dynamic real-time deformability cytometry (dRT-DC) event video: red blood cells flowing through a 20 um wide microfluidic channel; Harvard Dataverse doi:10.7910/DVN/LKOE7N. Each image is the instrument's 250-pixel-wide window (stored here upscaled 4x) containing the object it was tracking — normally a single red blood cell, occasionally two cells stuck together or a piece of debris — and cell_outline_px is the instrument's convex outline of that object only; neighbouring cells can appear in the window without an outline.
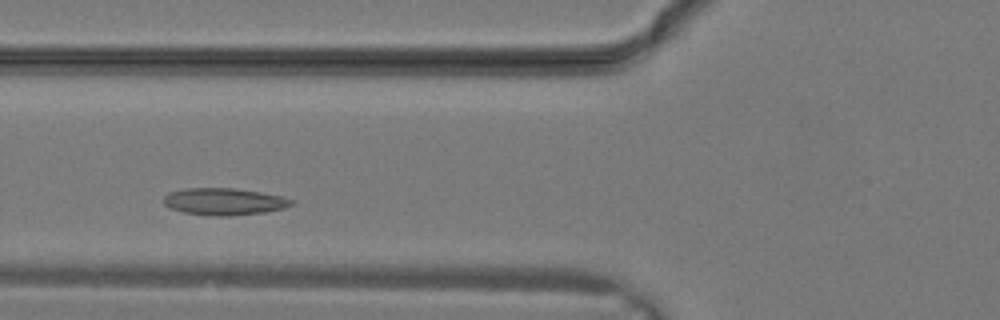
{"species": "common noctule bat (a hibernating species)", "species_latin": "Nyctalus noctula", "temperature_condition": "warm", "stored_images_in_passage": 22, "camera_frame_rate_fps": 3000, "um_per_image_px": 0.085, "animal": {"sex": "male", "body_mass_g": 19.2, "forearm_length_mm": 51.8}, "frame": {"image": 1, "passage_image": 3, "time_ms": 0.667, "image_size_px": [1000, 320], "cell_outline_px": [[296, 200], [292, 204], [284, 208], [264, 212], [232, 216], [212, 216], [184, 212], [168, 208], [164, 204], [164, 196], [172, 192], [184, 188], [232, 188], [260, 192], [280, 196]], "centroid_in_image_um": [19.05, 17.14], "position_along_channel_um": 106.8, "area_um2": 20.06}}
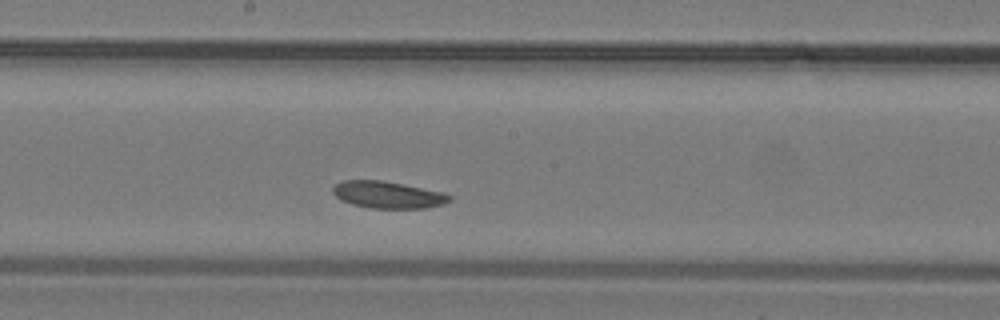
{"frame": {"image": 2, "passage_image": 8, "time_ms": 2.333, "image_size_px": [1000, 320], "cell_outline_px": [[452, 200], [444, 204], [428, 208], [372, 208], [352, 204], [340, 200], [332, 192], [332, 188], [336, 184], [344, 180], [380, 180], [444, 192], [452, 196]], "centroid_in_image_um": [32.99, 16.56], "position_along_channel_um": 215.2, "area_um2": 18.32}}
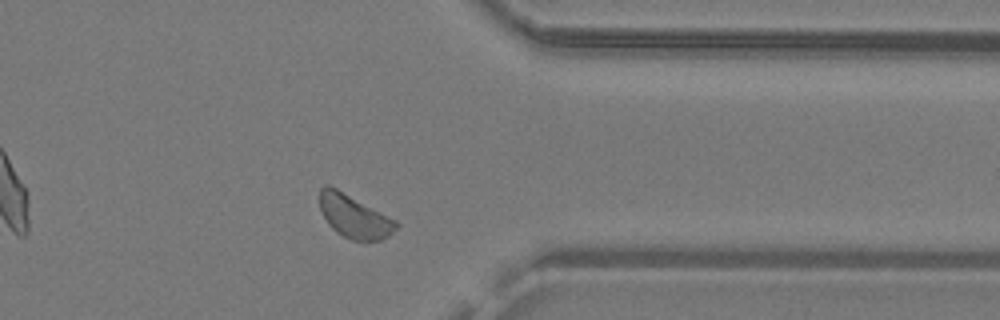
{"frame": {"image": 3, "passage_image": 16, "time_ms": 5.0, "image_size_px": [1000, 320], "cell_outline_px": [[400, 228], [388, 236], [380, 240], [352, 240], [336, 232], [328, 224], [320, 208], [320, 188], [324, 184], [328, 184], [336, 188], [396, 220], [400, 224]], "centroid_in_image_um": [30.13, 18.4], "position_along_channel_um": 381.3, "area_um2": 19.07}}